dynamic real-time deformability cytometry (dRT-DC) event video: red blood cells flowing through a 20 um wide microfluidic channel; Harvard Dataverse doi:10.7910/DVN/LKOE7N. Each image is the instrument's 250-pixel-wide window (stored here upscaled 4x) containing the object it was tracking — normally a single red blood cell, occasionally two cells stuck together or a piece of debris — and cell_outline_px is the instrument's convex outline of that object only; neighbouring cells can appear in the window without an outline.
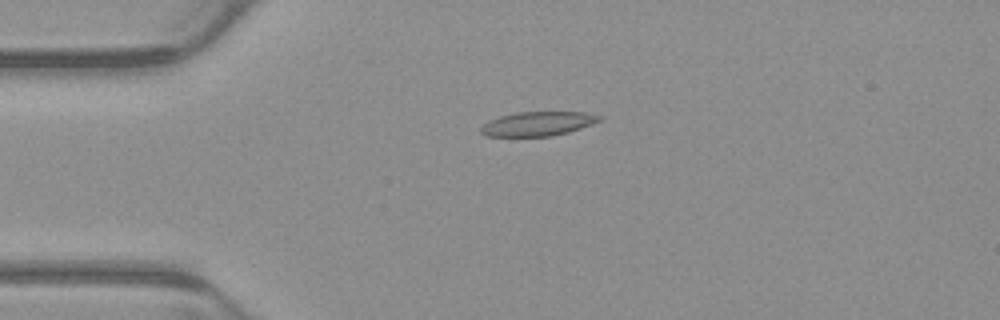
{"species": "common noctule bat (a hibernating species)", "species_latin": "Nyctalus noctula", "temperature_condition": "warm", "stored_images_in_passage": 3, "camera_frame_rate_fps": 3000, "um_per_image_px": 0.085, "animal": {"sex": "male", "body_mass_g": 23.1, "forearm_length_mm": 52.7}, "frame": {"image": 1, "passage_image": 3, "time_ms": 0.667, "image_size_px": [1000, 320], "cell_outline_px": [[604, 116], [600, 120], [592, 124], [568, 132], [552, 136], [484, 136], [480, 132], [480, 128], [488, 120], [500, 116], [516, 112], [584, 112]], "centroid_in_image_um": [45.7, 10.51], "position_along_channel_um": 39.3, "area_um2": 16.76}}